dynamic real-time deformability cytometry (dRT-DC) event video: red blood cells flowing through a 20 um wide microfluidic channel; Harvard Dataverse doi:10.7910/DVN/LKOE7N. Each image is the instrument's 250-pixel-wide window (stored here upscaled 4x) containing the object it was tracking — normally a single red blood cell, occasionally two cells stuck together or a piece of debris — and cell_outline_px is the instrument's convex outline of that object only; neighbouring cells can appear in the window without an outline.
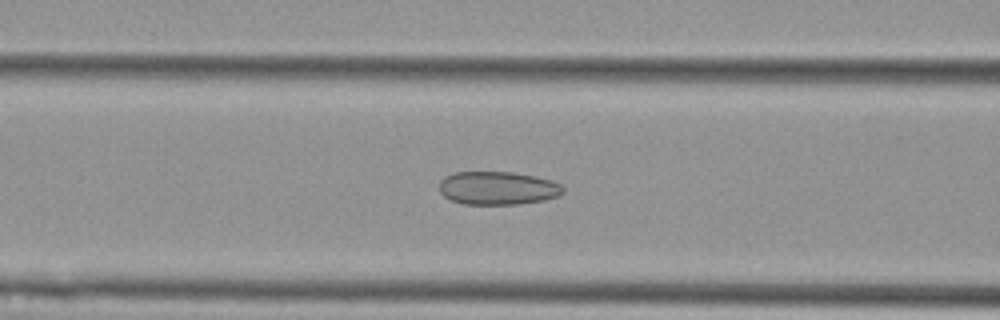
{"species": "Egyptian fruit bat (a non-hibernating species)", "species_latin": "Rousettus aegyptiacus", "temperature_condition": "cold", "stored_images_in_passage": 44, "camera_frame_rate_fps": 3000, "um_per_image_px": 0.085, "animal": {"sex": "female"}, "frame": {"image": 1, "passage_image": 11, "time_ms": 3.333, "image_size_px": [1000, 320], "cell_outline_px": [[564, 192], [556, 196], [544, 200], [520, 204], [464, 204], [452, 200], [444, 196], [440, 192], [440, 180], [444, 176], [456, 172], [512, 172], [552, 180], [560, 184], [564, 188]], "centroid_in_image_um": [42.3, 15.99], "position_along_channel_um": 124.3, "area_um2": 23.93}}
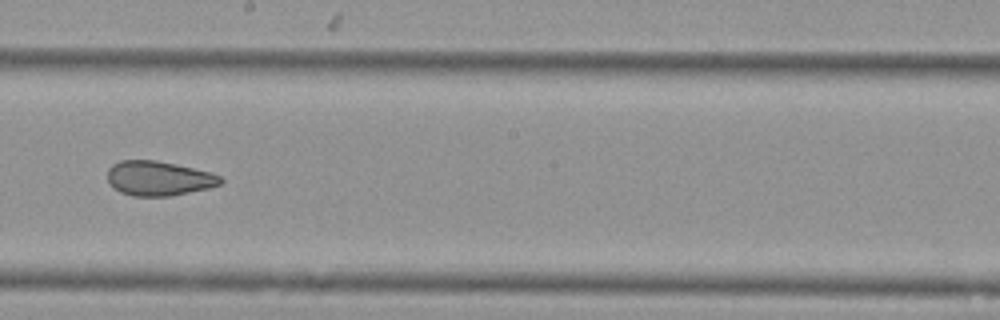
{"frame": {"image": 2, "passage_image": 20, "time_ms": 6.333, "image_size_px": [1000, 320], "cell_outline_px": [[224, 180], [220, 184], [208, 188], [168, 196], [132, 196], [120, 192], [108, 184], [108, 168], [112, 164], [120, 160], [156, 160], [176, 164], [212, 172], [220, 176]], "centroid_in_image_um": [13.47, 15.15], "position_along_channel_um": 234.7, "area_um2": 22.89}}
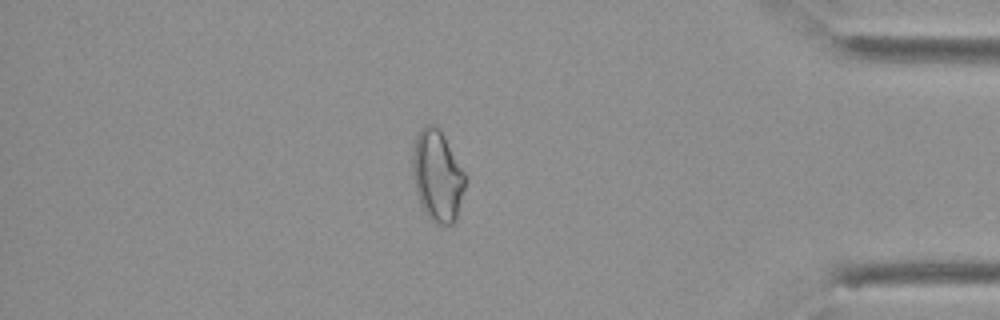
{"frame": {"image": 3, "passage_image": 36, "time_ms": 11.667, "image_size_px": [1000, 320], "cell_outline_px": [[464, 188], [456, 220], [452, 224], [440, 224], [432, 220], [424, 212], [420, 204], [416, 192], [412, 176], [412, 152], [416, 136], [420, 128], [424, 124], [436, 124], [440, 128], [464, 172]], "centroid_in_image_um": [37.14, 14.9], "position_along_channel_um": 398.1, "area_um2": 27.98}, "authors_computed_cell_mechanics": {"area_um2": 24.9985, "velocity_mm_per_s": 3.6912, "shape_relaxation_time_tau1_ms": null, "shape_relaxation_time_tau2_ms": 2.8542, "deformation_change_tau1": null, "deformation_change_tau2": 0.1006}}